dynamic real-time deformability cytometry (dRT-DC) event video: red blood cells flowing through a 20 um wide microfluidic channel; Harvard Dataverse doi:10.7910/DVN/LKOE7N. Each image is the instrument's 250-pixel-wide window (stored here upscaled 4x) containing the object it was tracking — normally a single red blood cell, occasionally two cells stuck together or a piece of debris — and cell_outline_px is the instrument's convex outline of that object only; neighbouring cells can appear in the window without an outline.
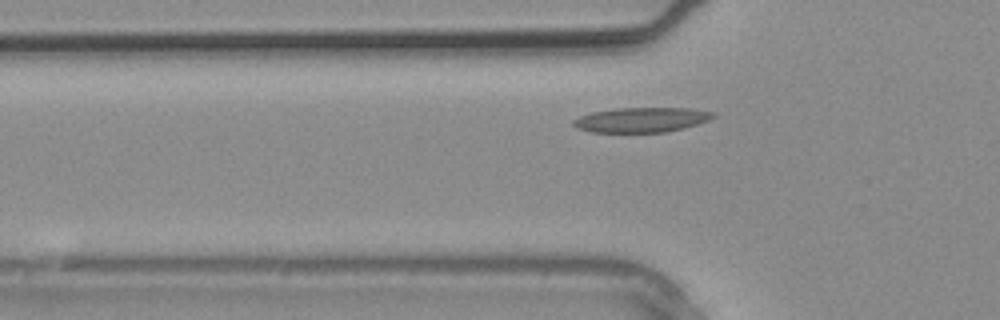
{"species": "common noctule bat (a hibernating species)", "species_latin": "Nyctalus noctula", "temperature_condition": "warm", "stored_images_in_passage": 4, "camera_frame_rate_fps": 3000, "um_per_image_px": 0.085, "animal": {"sex": "male", "body_mass_g": 20.4}, "frame": {"image": 1, "passage_image": 4, "time_ms": 1.0, "image_size_px": [1000, 320], "cell_outline_px": [[716, 116], [708, 120], [684, 128], [664, 132], [592, 132], [576, 128], [572, 124], [572, 120], [580, 116], [592, 112], [616, 108], [692, 108], [716, 112]], "centroid_in_image_um": [54.53, 10.18], "position_along_channel_um": 71.3, "area_um2": 20.29}}